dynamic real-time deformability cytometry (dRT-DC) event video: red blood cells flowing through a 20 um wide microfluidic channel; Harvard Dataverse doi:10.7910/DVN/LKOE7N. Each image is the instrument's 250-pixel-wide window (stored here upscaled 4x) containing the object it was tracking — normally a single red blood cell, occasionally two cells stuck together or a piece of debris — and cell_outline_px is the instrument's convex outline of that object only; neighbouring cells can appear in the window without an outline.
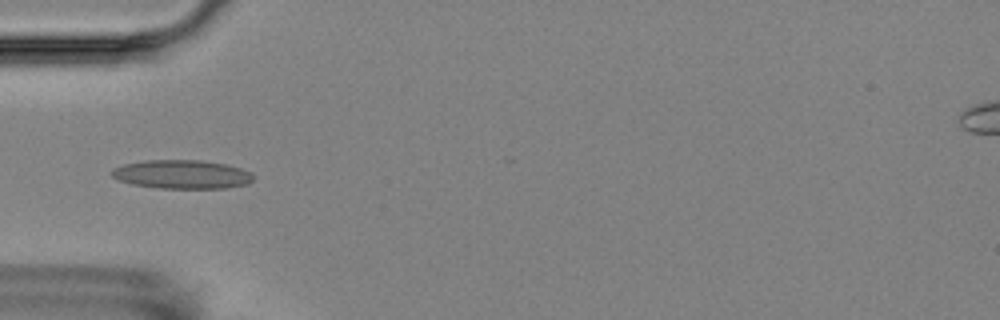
{"species": "Egyptian fruit bat (a non-hibernating species)", "species_latin": "Rousettus aegyptiacus", "temperature_condition": "room temperature", "stored_images_in_passage": 8, "camera_frame_rate_fps": 3000, "um_per_image_px": 0.085, "animal": {"sex": "female"}, "frame": {"image": 1, "passage_image": 5, "time_ms": 5.333, "image_size_px": [1000, 320], "cell_outline_px": [[256, 176], [248, 184], [224, 188], [160, 188], [132, 184], [116, 180], [112, 176], [112, 168], [124, 164], [144, 160], [200, 160], [224, 164], [240, 168], [252, 172]], "centroid_in_image_um": [15.47, 14.82], "position_along_channel_um": 69.5, "area_um2": 23.81}}
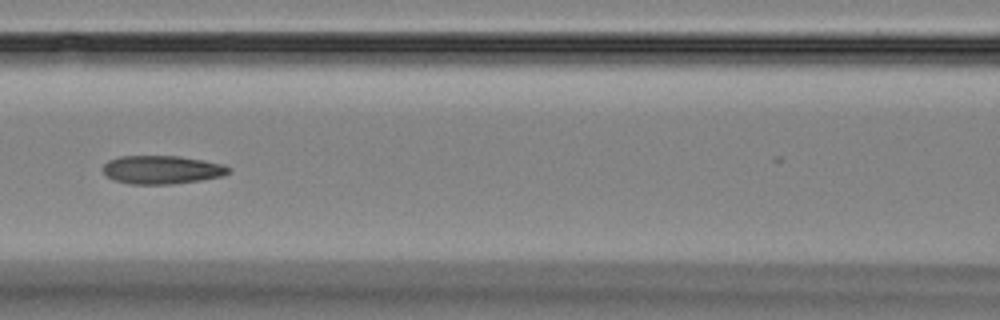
{"frame": {"image": 2, "passage_image": 7, "time_ms": 7.667, "image_size_px": [1000, 320], "cell_outline_px": [[232, 172], [224, 176], [200, 180], [172, 184], [128, 184], [116, 180], [108, 176], [104, 172], [104, 164], [108, 160], [120, 156], [180, 156], [204, 160], [224, 164], [232, 168]], "centroid_in_image_um": [13.83, 14.42], "position_along_channel_um": 152.8, "area_um2": 20.92}}
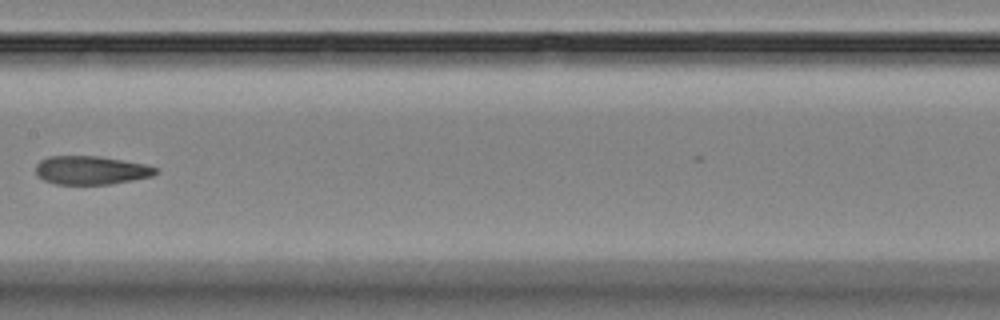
{"frame": {"image": 3, "passage_image": 8, "time_ms": 9.0, "image_size_px": [1000, 320], "cell_outline_px": [[160, 172], [152, 176], [112, 184], [56, 184], [44, 180], [36, 176], [36, 164], [40, 160], [48, 156], [96, 156], [144, 164], [156, 168]], "centroid_in_image_um": [7.7, 14.47], "position_along_channel_um": 199.7, "area_um2": 19.88}}